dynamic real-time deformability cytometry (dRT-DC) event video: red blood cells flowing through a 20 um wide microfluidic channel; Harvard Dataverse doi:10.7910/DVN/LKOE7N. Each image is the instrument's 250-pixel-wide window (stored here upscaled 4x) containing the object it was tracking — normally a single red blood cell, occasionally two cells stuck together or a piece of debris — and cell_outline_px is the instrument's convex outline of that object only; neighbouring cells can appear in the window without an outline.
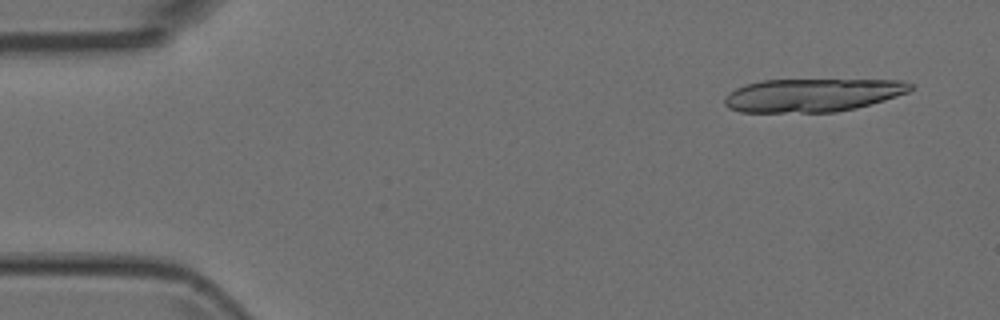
{"species": "Egyptian fruit bat (a non-hibernating species)", "species_latin": "Rousettus aegyptiacus", "temperature_condition": "room temperature", "stored_images_in_passage": 15, "camera_frame_rate_fps": 3000, "um_per_image_px": 0.085, "animal": {"sex": "female"}, "frame": {"image": 1, "passage_image": 3, "time_ms": 0.667, "image_size_px": [1000, 320], "cell_outline_px": [[912, 88], [908, 92], [884, 100], [856, 108], [836, 112], [740, 112], [728, 108], [724, 104], [724, 96], [728, 92], [744, 84], [760, 80], [900, 80], [912, 84]], "centroid_in_image_um": [68.99, 8.08], "position_along_channel_um": 16.0, "area_um2": 36.07}}